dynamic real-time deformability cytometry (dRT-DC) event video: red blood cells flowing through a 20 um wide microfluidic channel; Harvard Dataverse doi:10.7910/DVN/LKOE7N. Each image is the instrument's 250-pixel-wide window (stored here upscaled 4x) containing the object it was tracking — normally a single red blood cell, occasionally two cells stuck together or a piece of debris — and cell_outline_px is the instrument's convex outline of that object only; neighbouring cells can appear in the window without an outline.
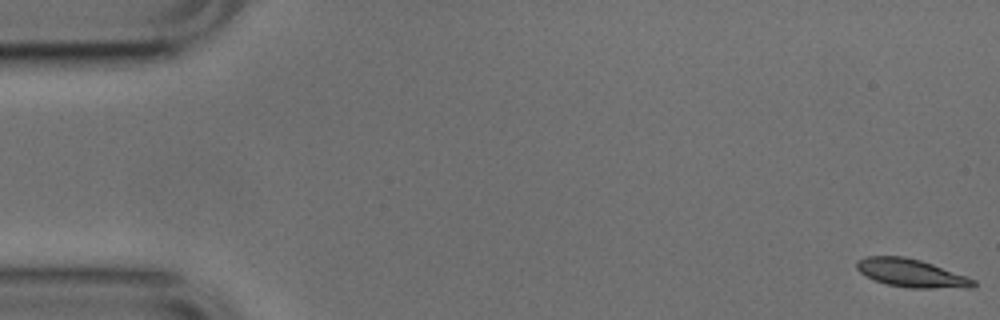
{"species": "common noctule bat (a hibernating species)", "species_latin": "Nyctalus noctula", "temperature_condition": "cold", "stored_images_in_passage": 9, "camera_frame_rate_fps": 3000, "um_per_image_px": 0.085, "animal": {"sex": "male", "body_mass_g": 17.9, "forearm_length_mm": 54.2}, "frame": {"image": 1, "passage_image": 1, "time_ms": 0.0, "image_size_px": [1000, 320], "cell_outline_px": [[976, 284], [972, 288], [908, 288], [888, 284], [864, 276], [856, 268], [856, 260], [864, 256], [904, 256], [920, 260], [932, 264], [976, 280]], "centroid_in_image_um": [77.43, 23.21], "position_along_channel_um": 7.6, "area_um2": 19.13}}